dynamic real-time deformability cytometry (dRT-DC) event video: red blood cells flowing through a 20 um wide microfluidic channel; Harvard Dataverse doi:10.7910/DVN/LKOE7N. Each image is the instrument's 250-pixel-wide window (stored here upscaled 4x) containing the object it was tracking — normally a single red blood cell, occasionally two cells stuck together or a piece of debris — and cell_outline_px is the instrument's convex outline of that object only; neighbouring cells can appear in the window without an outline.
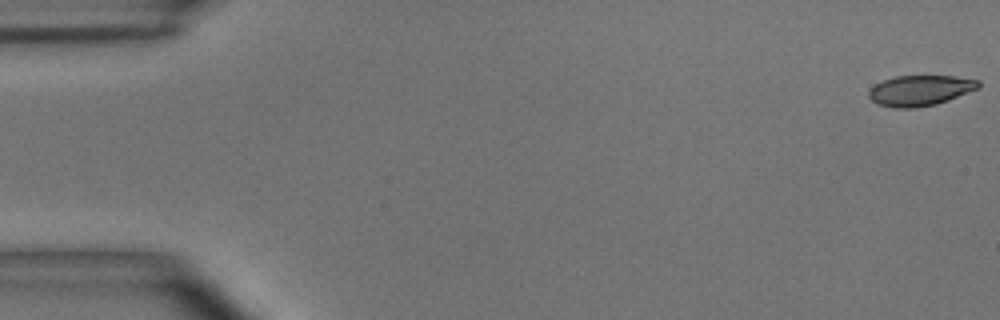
{"species": "common noctule bat (a hibernating species)", "species_latin": "Nyctalus noctula", "temperature_condition": "room temperature", "stored_images_in_passage": 8, "camera_frame_rate_fps": 3000, "um_per_image_px": 0.085, "animal": {"sex": "male", "body_mass_g": 15.6}, "frame": {"image": 1, "passage_image": 1, "time_ms": 0.0, "image_size_px": [1000, 320], "cell_outline_px": [[980, 88], [948, 100], [936, 104], [912, 108], [896, 108], [880, 104], [872, 100], [868, 96], [868, 92], [876, 84], [884, 80], [896, 76], [956, 76], [980, 80]], "centroid_in_image_um": [78.25, 7.68], "position_along_channel_um": 6.7, "area_um2": 19.36}}